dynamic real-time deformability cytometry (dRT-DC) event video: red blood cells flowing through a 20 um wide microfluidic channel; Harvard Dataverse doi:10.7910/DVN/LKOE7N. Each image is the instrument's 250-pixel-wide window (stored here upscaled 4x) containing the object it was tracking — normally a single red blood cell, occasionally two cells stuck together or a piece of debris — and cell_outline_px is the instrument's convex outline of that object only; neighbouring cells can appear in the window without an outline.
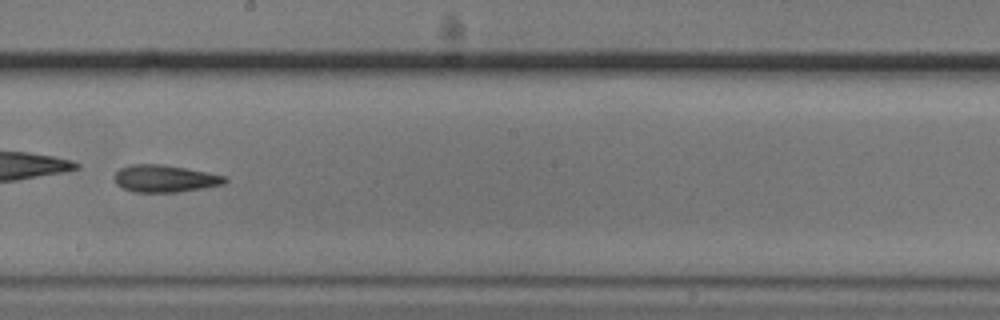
{"species": "common noctule bat (a hibernating species)", "species_latin": "Nyctalus noctula", "temperature_condition": "cold", "stored_images_in_passage": 50, "camera_frame_rate_fps": 3000, "um_per_image_px": 0.085, "animal": {"sex": "male", "body_mass_g": 20.5, "forearm_length_mm": 52.5}, "frame": {"image": 1, "passage_image": 29, "time_ms": 9.333, "image_size_px": [1000, 320], "cell_outline_px": [[228, 180], [224, 184], [204, 188], [180, 192], [132, 192], [120, 188], [116, 184], [112, 176], [120, 168], [128, 164], [160, 164], [208, 172], [228, 176]], "centroid_in_image_um": [13.98, 15.18], "position_along_channel_um": 234.2, "area_um2": 17.86}}